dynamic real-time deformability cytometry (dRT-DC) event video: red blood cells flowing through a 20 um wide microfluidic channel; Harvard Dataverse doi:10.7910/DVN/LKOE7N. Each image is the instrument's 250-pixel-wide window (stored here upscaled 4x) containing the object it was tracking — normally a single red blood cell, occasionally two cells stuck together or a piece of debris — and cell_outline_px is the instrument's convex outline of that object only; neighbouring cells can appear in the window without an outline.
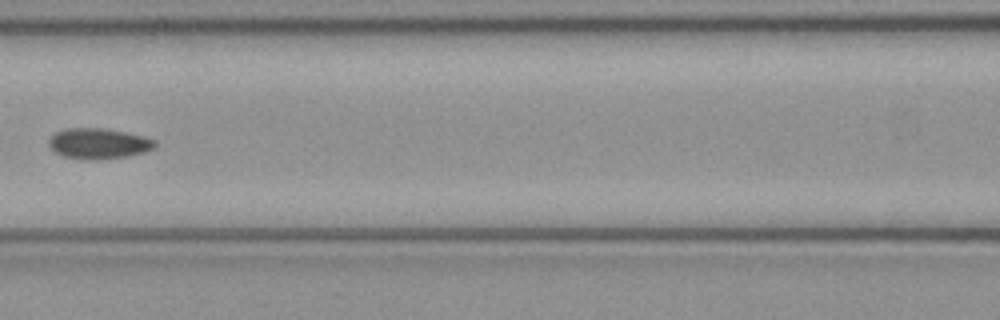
{"species": "common noctule bat (a hibernating species)", "species_latin": "Nyctalus noctula", "temperature_condition": "cold", "stored_images_in_passage": 7, "camera_frame_rate_fps": 3000, "um_per_image_px": 0.085, "animal": {"sex": "female", "body_mass_g": 21.9}, "frame": {"image": 1, "passage_image": 6, "time_ms": 1.667, "image_size_px": [1000, 320], "cell_outline_px": [[156, 148], [144, 152], [128, 156], [96, 160], [88, 160], [64, 156], [56, 152], [48, 144], [48, 140], [56, 132], [64, 128], [104, 128], [144, 136], [156, 140]], "centroid_in_image_um": [8.4, 12.2], "position_along_channel_um": 158.2, "area_um2": 18.96}}
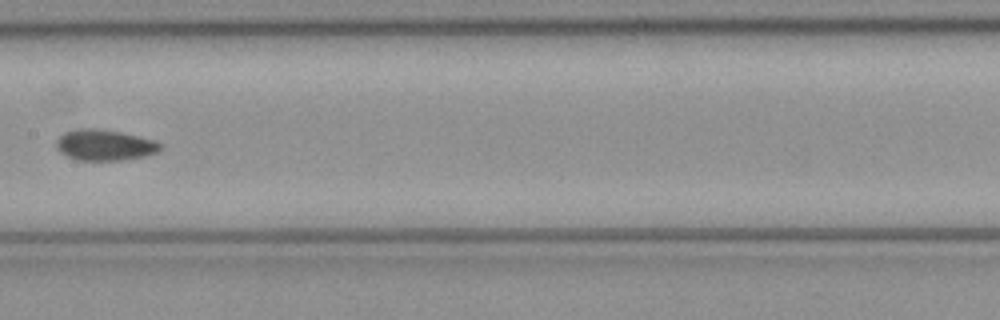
{"frame": {"image": 2, "passage_image": 7, "time_ms": 2.0, "image_size_px": [1000, 320], "cell_outline_px": [[160, 152], [148, 156], [124, 160], [76, 160], [60, 152], [56, 148], [56, 140], [64, 132], [76, 128], [92, 128], [120, 132], [152, 140], [160, 144]], "centroid_in_image_um": [8.87, 12.34], "position_along_channel_um": 198.5, "area_um2": 18.73}}